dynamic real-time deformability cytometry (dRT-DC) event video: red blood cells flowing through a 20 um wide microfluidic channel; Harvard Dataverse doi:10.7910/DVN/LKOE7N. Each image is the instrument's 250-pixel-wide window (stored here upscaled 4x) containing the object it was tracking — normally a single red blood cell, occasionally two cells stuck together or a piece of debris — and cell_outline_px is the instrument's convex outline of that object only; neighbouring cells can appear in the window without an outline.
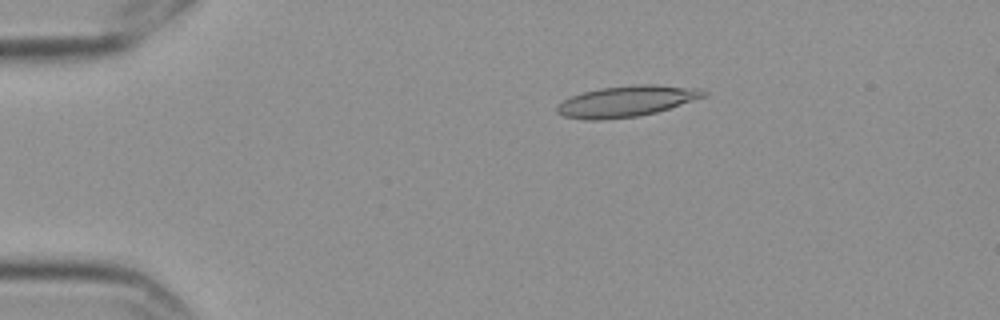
{"species": "Egyptian fruit bat (a non-hibernating species)", "species_latin": "Rousettus aegyptiacus", "temperature_condition": "cold", "stored_images_in_passage": 5, "camera_frame_rate_fps": 3000, "um_per_image_px": 0.085, "frame": {"image": 1, "passage_image": 3, "time_ms": 0.667, "image_size_px": [1000, 320], "cell_outline_px": [[708, 96], [656, 112], [636, 116], [596, 120], [588, 120], [564, 116], [556, 112], [556, 104], [572, 96], [584, 92], [600, 88], [632, 84], [656, 84], [700, 88], [708, 92]], "centroid_in_image_um": [53.29, 8.59], "position_along_channel_um": 31.7, "area_um2": 26.53}}